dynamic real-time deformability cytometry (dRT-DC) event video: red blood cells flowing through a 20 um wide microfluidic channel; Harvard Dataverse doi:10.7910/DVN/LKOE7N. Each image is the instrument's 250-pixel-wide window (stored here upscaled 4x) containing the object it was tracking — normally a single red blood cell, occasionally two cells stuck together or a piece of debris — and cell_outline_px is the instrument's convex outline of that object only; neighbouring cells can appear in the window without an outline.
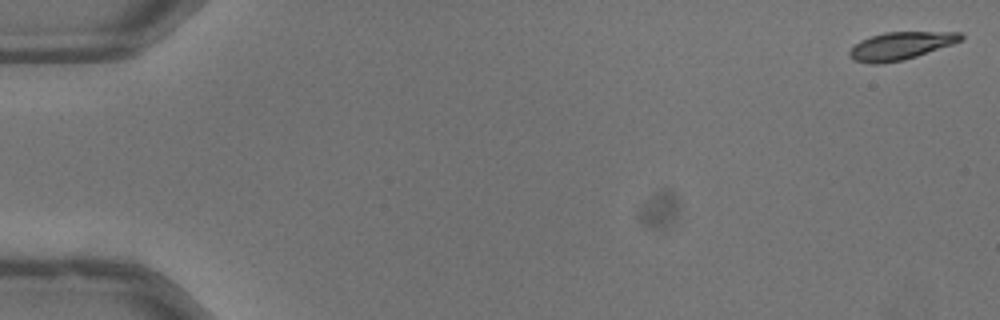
{"species": "common noctule bat (a hibernating species)", "species_latin": "Nyctalus noctula", "temperature_condition": "warm", "stored_images_in_passage": 52, "camera_frame_rate_fps": 3000, "um_per_image_px": 0.085, "animal": {"sex": "male", "body_mass_g": 13.3}, "frame": {"image": 1, "passage_image": 1, "time_ms": 0.0, "image_size_px": [1000, 320], "cell_outline_px": [[964, 36], [960, 40], [952, 44], [904, 60], [880, 64], [872, 64], [856, 60], [848, 56], [848, 52], [860, 40], [884, 32], [960, 32]], "centroid_in_image_um": [76.53, 3.89], "position_along_channel_um": 8.5, "area_um2": 17.74}}
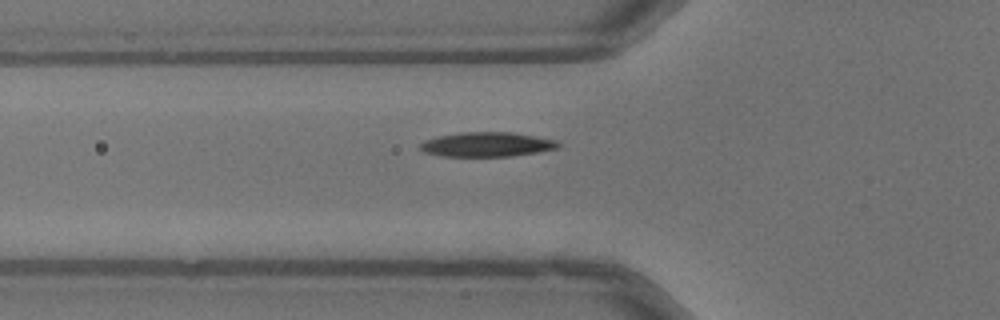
{"frame": {"image": 2, "passage_image": 19, "time_ms": 6.0, "image_size_px": [1000, 320], "cell_outline_px": [[560, 144], [556, 148], [536, 152], [512, 156], [440, 156], [424, 152], [420, 148], [420, 144], [424, 140], [440, 136], [460, 132], [512, 132], [556, 140]], "centroid_in_image_um": [41.35, 12.27], "position_along_channel_um": 84.4, "area_um2": 19.54}}
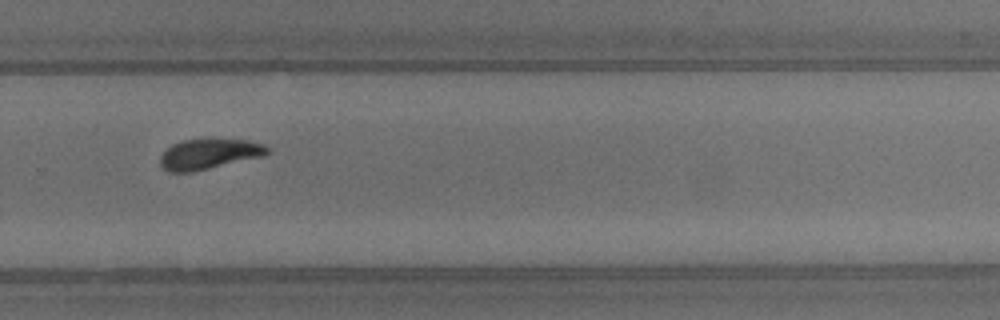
{"frame": {"image": 3, "passage_image": 36, "time_ms": 11.667, "image_size_px": [1000, 320], "cell_outline_px": [[268, 152], [264, 156], [192, 172], [168, 172], [160, 164], [160, 156], [172, 144], [184, 140], [208, 136], [248, 140], [264, 144], [268, 148]], "centroid_in_image_um": [17.78, 13.04], "position_along_channel_um": 312.0, "area_um2": 19.54}, "authors_computed_cell_mechanics": {"area_um2": 19.1318, "velocity_mm_per_s": 4.0097, "shape_relaxation_time_tau1_ms": 3.141, "shape_relaxation_time_tau2_ms": 2.8638, "deformation_change_tau1": 0.1351, "deformation_change_tau2": 0.0786}}